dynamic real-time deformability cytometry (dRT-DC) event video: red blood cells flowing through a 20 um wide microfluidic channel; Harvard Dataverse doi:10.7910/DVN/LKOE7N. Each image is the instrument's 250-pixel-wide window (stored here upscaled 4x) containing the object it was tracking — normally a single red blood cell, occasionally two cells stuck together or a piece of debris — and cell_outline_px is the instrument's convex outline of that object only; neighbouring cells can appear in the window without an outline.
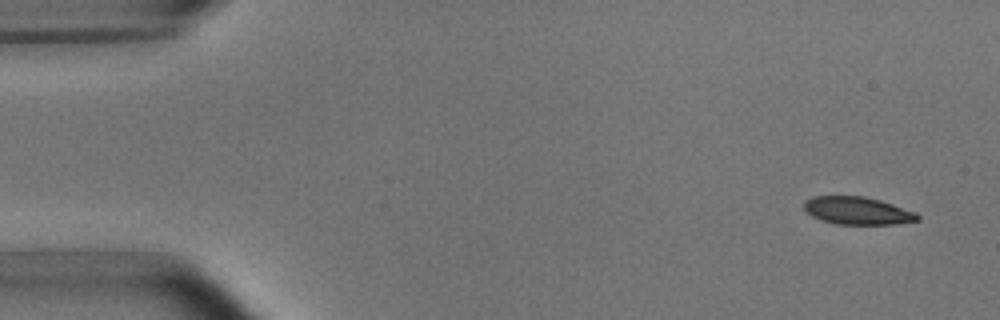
{"species": "common noctule bat (a hibernating species)", "species_latin": "Nyctalus noctula", "temperature_condition": "room temperature", "stored_images_in_passage": 5, "camera_frame_rate_fps": 3000, "um_per_image_px": 0.085, "animal": {"sex": "male", "body_mass_g": 15.6}, "frame": {"image": 1, "passage_image": 1, "time_ms": 0.0, "image_size_px": [1000, 320], "cell_outline_px": [[920, 220], [896, 224], [836, 224], [820, 220], [812, 216], [804, 208], [804, 200], [812, 196], [864, 196], [880, 200], [916, 212], [920, 216]], "centroid_in_image_um": [72.88, 17.91], "position_along_channel_um": 12.1, "area_um2": 18.38}}
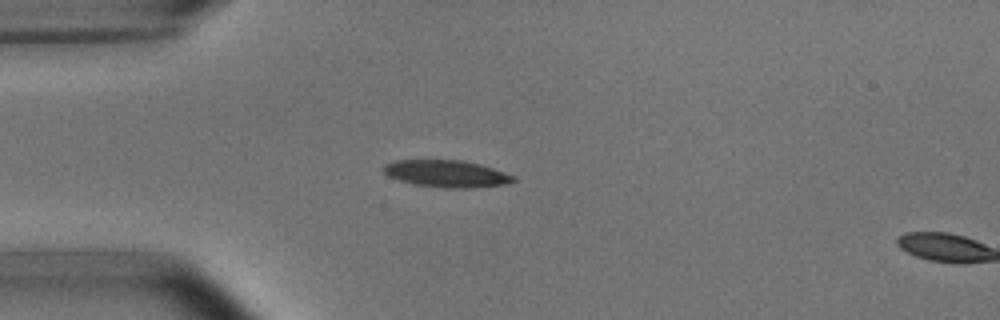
{"frame": {"image": 2, "passage_image": 4, "time_ms": 3.667, "image_size_px": [1000, 320], "cell_outline_px": [[516, 180], [504, 184], [472, 188], [444, 188], [412, 184], [388, 176], [384, 172], [384, 164], [396, 160], [460, 160], [480, 164], [516, 176]], "centroid_in_image_um": [37.95, 14.77], "position_along_channel_um": 47.0, "area_um2": 20.4}}